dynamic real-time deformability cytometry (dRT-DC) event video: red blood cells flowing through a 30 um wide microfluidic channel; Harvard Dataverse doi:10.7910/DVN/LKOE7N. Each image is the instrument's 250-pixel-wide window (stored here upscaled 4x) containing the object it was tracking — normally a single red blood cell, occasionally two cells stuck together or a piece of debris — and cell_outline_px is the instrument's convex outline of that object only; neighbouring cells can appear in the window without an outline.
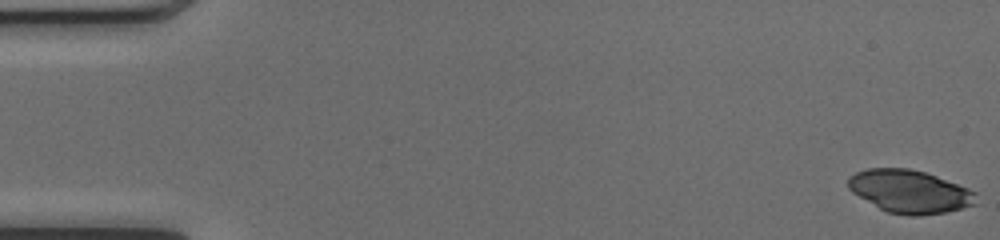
{"species": "common noctule bat (a hibernating species)", "species_latin": "Nyctalus noctula", "temperature_condition": "cold", "stored_images_in_passage": 50, "camera_frame_rate_fps": 3000, "um_per_image_px": 0.085, "animal": {"sex": "female", "body_mass_g": 17.0, "forearm_length_mm": 48.0}, "frame": {"image": 1, "passage_image": 1, "time_ms": 0.0, "image_size_px": [1000, 240], "cell_outline_px": [[976, 204], [944, 212], [916, 216], [908, 216], [888, 212], [880, 208], [852, 192], [848, 188], [848, 176], [856, 172], [868, 168], [908, 168], [924, 172], [936, 176], [968, 188], [976, 192]], "centroid_in_image_um": [77.31, 16.27], "position_along_channel_um": 7.7, "area_um2": 31.73}}